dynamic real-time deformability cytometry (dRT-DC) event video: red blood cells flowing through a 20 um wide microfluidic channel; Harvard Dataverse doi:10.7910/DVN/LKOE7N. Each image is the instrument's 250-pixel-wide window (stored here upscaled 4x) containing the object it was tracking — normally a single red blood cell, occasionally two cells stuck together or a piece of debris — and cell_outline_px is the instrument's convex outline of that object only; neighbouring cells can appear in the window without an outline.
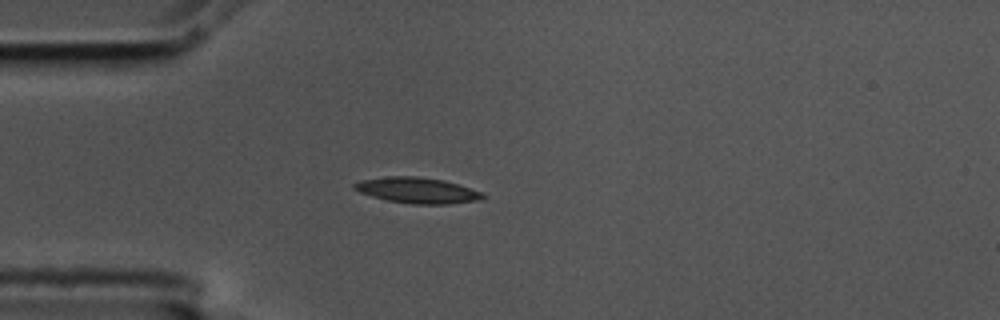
{"species": "common noctule bat (a hibernating species)", "species_latin": "Nyctalus noctula", "temperature_condition": "cold", "stored_images_in_passage": 3, "camera_frame_rate_fps": 3000, "um_per_image_px": 0.085, "animal": {"sex": "male", "body_mass_g": 17.5, "forearm_length_mm": 52.3}, "frame": {"image": 1, "passage_image": 3, "time_ms": 0.667, "image_size_px": [1000, 320], "cell_outline_px": [[488, 196], [480, 200], [448, 204], [412, 204], [388, 200], [372, 196], [360, 192], [352, 188], [352, 184], [360, 180], [384, 176], [416, 176], [444, 180], [480, 192]], "centroid_in_image_um": [35.43, 16.17], "position_along_channel_um": 49.6, "area_um2": 19.25}}